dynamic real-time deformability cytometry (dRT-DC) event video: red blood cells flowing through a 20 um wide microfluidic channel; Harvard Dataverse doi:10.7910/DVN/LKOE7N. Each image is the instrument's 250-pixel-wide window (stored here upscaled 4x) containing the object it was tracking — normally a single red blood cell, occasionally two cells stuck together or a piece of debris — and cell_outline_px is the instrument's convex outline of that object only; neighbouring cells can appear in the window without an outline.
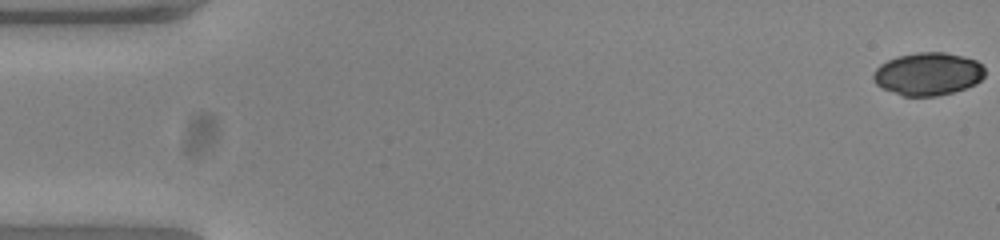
{"species": "common noctule bat (a hibernating species)", "species_latin": "Nyctalus noctula", "temperature_condition": "warm", "stored_images_in_passage": 53, "camera_frame_rate_fps": 3000, "um_per_image_px": 0.085, "animal": {"sex": "female", "body_mass_g": 23.0, "forearm_length_mm": 53.4}, "frame": {"image": 1, "passage_image": 1, "time_ms": 0.0, "image_size_px": [1000, 240], "cell_outline_px": [[984, 76], [976, 84], [952, 92], [936, 96], [904, 96], [884, 88], [876, 84], [872, 76], [876, 68], [880, 64], [896, 56], [916, 52], [944, 52], [964, 56], [976, 60], [984, 68]], "centroid_in_image_um": [78.88, 6.27], "position_along_channel_um": 6.1, "area_um2": 27.74}}
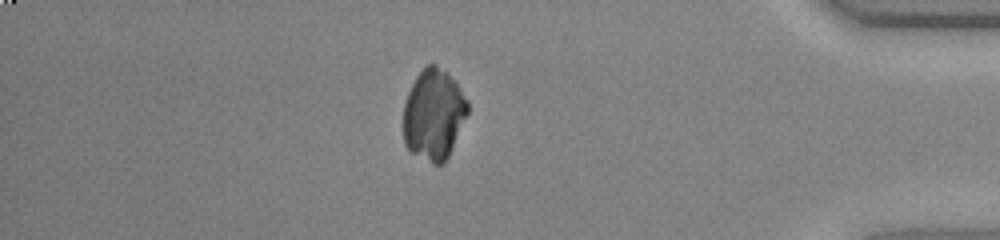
{"frame": {"image": 2, "passage_image": 46, "time_ms": 15.0, "image_size_px": [1000, 240], "cell_outline_px": [[468, 112], [448, 156], [444, 164], [432, 164], [412, 152], [404, 144], [404, 104], [408, 92], [416, 76], [428, 64], [436, 64], [456, 84], [468, 100]], "centroid_in_image_um": [36.85, 9.76], "position_along_channel_um": 398.4, "area_um2": 33.47}}
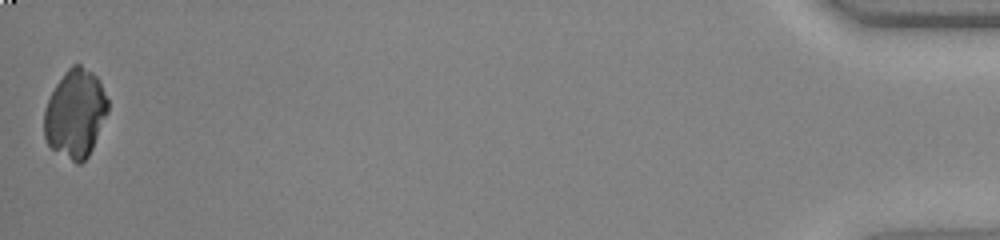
{"frame": {"image": 3, "passage_image": 53, "time_ms": 17.333, "image_size_px": [1000, 240], "cell_outline_px": [[108, 112], [92, 148], [88, 156], [80, 164], [76, 164], [52, 148], [48, 144], [44, 136], [44, 112], [48, 100], [56, 84], [64, 72], [72, 64], [80, 64], [92, 72], [100, 80], [108, 100]], "centroid_in_image_um": [6.41, 9.64], "position_along_channel_um": 428.8, "area_um2": 32.71}}